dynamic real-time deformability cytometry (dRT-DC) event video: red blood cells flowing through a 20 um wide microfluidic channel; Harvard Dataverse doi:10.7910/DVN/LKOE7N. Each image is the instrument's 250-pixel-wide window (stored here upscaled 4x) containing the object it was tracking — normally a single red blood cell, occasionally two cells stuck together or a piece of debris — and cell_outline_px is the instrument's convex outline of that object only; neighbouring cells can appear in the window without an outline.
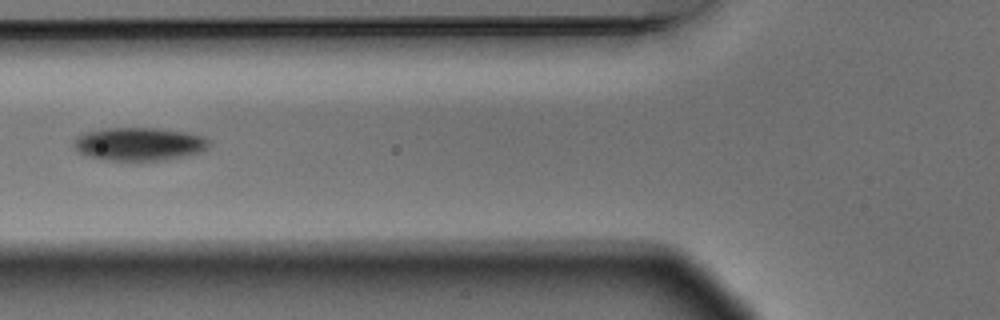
{"species": "Egyptian fruit bat (a non-hibernating species)", "species_latin": "Rousettus aegyptiacus", "temperature_condition": "warm", "stored_images_in_passage": 6, "camera_frame_rate_fps": 3000, "um_per_image_px": 0.085, "animal": {"sex": "male"}, "frame": {"image": 1, "passage_image": 6, "time_ms": 1.667, "image_size_px": [1000, 320], "cell_outline_px": [[212, 140], [208, 148], [204, 152], [164, 160], [140, 164], [136, 164], [104, 160], [84, 156], [76, 152], [72, 144], [80, 136], [88, 132], [104, 128], [156, 128], [184, 132], [204, 136]], "centroid_in_image_um": [11.85, 12.3], "position_along_channel_um": 114.0, "area_um2": 27.28}}